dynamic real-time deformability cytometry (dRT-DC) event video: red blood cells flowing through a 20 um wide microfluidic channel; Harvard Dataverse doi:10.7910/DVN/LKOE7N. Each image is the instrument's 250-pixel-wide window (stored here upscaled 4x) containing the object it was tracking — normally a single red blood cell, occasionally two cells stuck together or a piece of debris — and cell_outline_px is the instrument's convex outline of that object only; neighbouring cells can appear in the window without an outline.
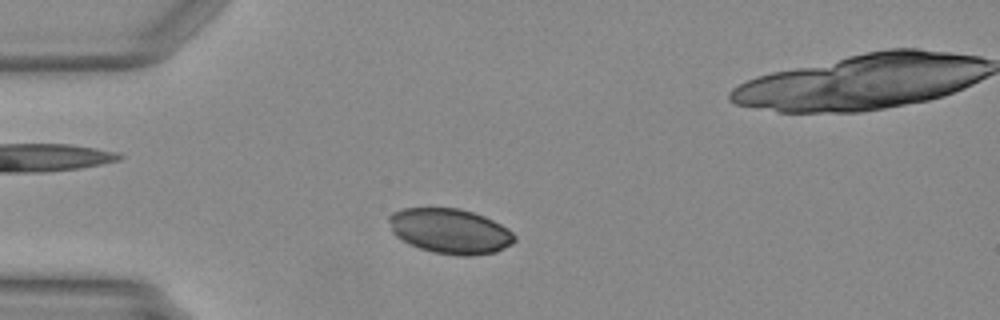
{"species": "Egyptian fruit bat (a non-hibernating species)", "species_latin": "Rousettus aegyptiacus", "temperature_condition": "warm", "stored_images_in_passage": 14, "camera_frame_rate_fps": 3000, "um_per_image_px": 0.085, "animal": {"sex": "female"}, "frame": {"image": 1, "passage_image": 8, "time_ms": 2.333, "image_size_px": [1000, 320], "cell_outline_px": [[516, 240], [512, 244], [496, 252], [472, 256], [460, 256], [432, 252], [420, 248], [396, 236], [392, 232], [388, 220], [388, 216], [392, 212], [400, 208], [460, 208], [484, 216], [508, 228], [516, 236]], "centroid_in_image_um": [38.26, 19.64], "position_along_channel_um": 46.7, "area_um2": 33.06}}
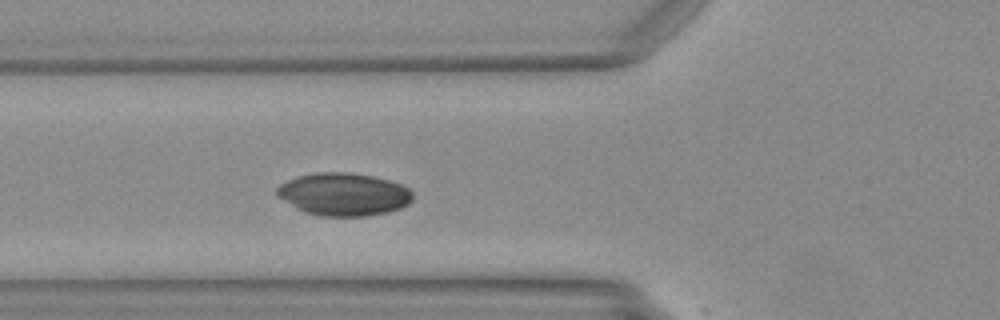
{"frame": {"image": 2, "passage_image": 13, "time_ms": 4.0, "image_size_px": [1000, 320], "cell_outline_px": [[412, 200], [408, 204], [400, 208], [388, 212], [368, 216], [320, 216], [304, 212], [296, 208], [276, 196], [276, 188], [280, 184], [288, 180], [300, 176], [316, 172], [348, 172], [372, 176], [388, 180], [400, 184], [408, 188], [412, 192]], "centroid_in_image_um": [29.2, 16.52], "position_along_channel_um": 96.6, "area_um2": 33.87}}